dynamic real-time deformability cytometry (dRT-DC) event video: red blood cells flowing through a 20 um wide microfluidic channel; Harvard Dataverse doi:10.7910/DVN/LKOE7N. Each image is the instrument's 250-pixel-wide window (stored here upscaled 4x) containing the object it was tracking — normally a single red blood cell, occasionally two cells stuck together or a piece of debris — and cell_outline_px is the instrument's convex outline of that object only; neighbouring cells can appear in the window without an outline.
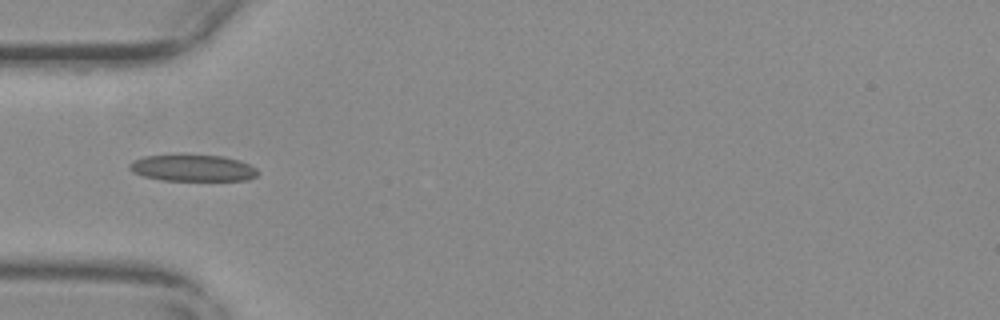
{"species": "common noctule bat (a hibernating species)", "species_latin": "Nyctalus noctula", "temperature_condition": "warm", "stored_images_in_passage": 9, "camera_frame_rate_fps": 3000, "um_per_image_px": 0.085, "animal": {"sex": "female", "body_mass_g": 29.2, "forearm_length_mm": 56.3}, "frame": {"image": 1, "passage_image": 4, "time_ms": 1.0, "image_size_px": [1000, 320], "cell_outline_px": [[260, 172], [256, 176], [248, 180], [164, 180], [144, 176], [132, 172], [128, 168], [128, 164], [132, 160], [144, 156], [224, 156], [240, 160], [256, 168]], "centroid_in_image_um": [16.39, 14.29], "position_along_channel_um": 68.6, "area_um2": 19.59}}
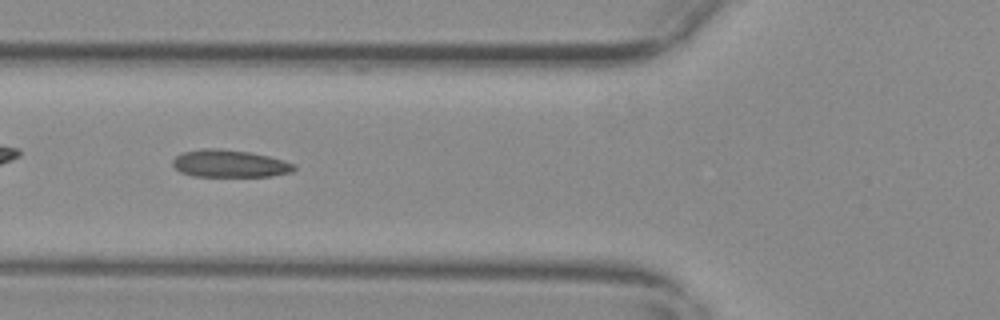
{"frame": {"image": 2, "passage_image": 7, "time_ms": 2.0, "image_size_px": [1000, 320], "cell_outline_px": [[296, 168], [292, 172], [272, 176], [192, 176], [180, 172], [172, 164], [172, 160], [176, 156], [184, 152], [204, 148], [216, 148], [248, 152], [268, 156], [284, 160], [292, 164]], "centroid_in_image_um": [19.5, 13.91], "position_along_channel_um": 106.3, "area_um2": 19.25}}